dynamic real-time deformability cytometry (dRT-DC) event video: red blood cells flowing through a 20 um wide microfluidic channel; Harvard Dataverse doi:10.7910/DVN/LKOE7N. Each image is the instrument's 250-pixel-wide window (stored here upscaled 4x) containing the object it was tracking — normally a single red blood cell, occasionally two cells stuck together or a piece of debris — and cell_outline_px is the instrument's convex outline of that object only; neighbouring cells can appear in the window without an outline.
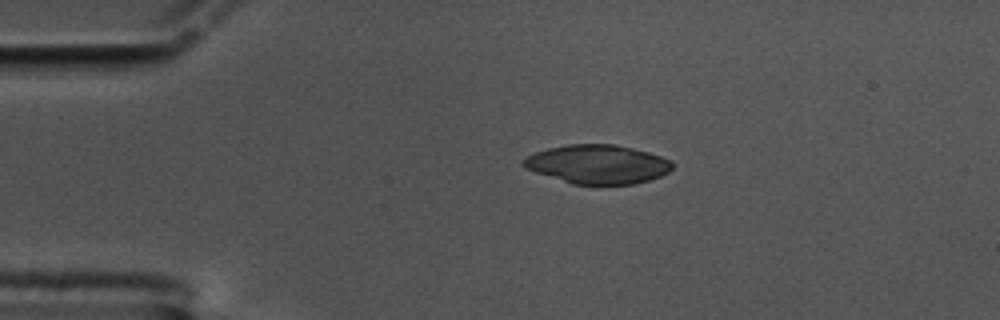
{"species": "common noctule bat (a hibernating species)", "species_latin": "Nyctalus noctula", "temperature_condition": "cold", "stored_images_in_passage": 48, "camera_frame_rate_fps": 3000, "um_per_image_px": 0.085, "animal": {"sex": "male", "body_mass_g": 17.5, "forearm_length_mm": 52.3}, "frame": {"image": 1, "passage_image": 1, "time_ms": 0.0, "image_size_px": [1000, 320], "cell_outline_px": [[672, 168], [668, 172], [660, 176], [648, 180], [632, 184], [572, 184], [524, 168], [520, 164], [520, 160], [536, 152], [548, 148], [568, 144], [616, 144], [648, 152], [672, 160]], "centroid_in_image_um": [50.77, 13.95], "position_along_channel_um": 34.2, "area_um2": 33.7}}